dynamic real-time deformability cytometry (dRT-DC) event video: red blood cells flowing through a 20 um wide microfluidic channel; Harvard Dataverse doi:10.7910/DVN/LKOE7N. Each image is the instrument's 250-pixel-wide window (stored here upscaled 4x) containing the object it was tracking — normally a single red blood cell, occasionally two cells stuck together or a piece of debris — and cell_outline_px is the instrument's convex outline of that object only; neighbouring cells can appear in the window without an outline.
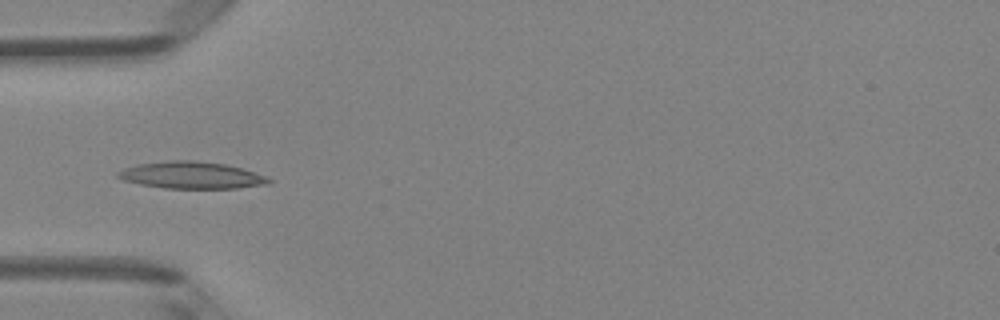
{"species": "Egyptian fruit bat (a non-hibernating species)", "species_latin": "Rousettus aegyptiacus", "temperature_condition": "room temperature", "stored_images_in_passage": 6, "camera_frame_rate_fps": 3000, "um_per_image_px": 0.085, "animal": {"sex": "female"}, "frame": {"image": 1, "passage_image": 5, "time_ms": 4.667, "image_size_px": [1000, 320], "cell_outline_px": [[272, 180], [268, 184], [236, 188], [164, 188], [140, 184], [124, 180], [116, 176], [116, 172], [124, 168], [136, 164], [168, 160], [192, 160], [224, 164], [240, 168], [264, 176]], "centroid_in_image_um": [16.21, 14.89], "position_along_channel_um": 68.8, "area_um2": 23.47}}
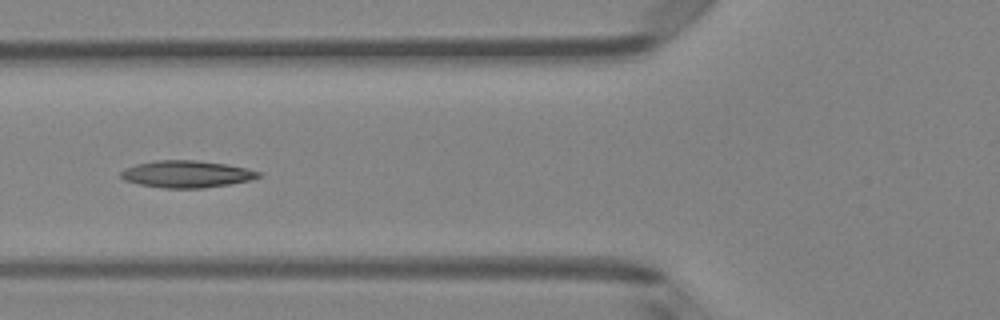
{"frame": {"image": 2, "passage_image": 6, "time_ms": 5.667, "image_size_px": [1000, 320], "cell_outline_px": [[264, 176], [248, 180], [228, 184], [204, 188], [164, 188], [140, 184], [124, 180], [120, 176], [120, 172], [124, 168], [136, 164], [156, 160], [196, 160], [224, 164], [248, 168], [260, 172]], "centroid_in_image_um": [15.85, 14.79], "position_along_channel_um": 109.9, "area_um2": 21.62}}